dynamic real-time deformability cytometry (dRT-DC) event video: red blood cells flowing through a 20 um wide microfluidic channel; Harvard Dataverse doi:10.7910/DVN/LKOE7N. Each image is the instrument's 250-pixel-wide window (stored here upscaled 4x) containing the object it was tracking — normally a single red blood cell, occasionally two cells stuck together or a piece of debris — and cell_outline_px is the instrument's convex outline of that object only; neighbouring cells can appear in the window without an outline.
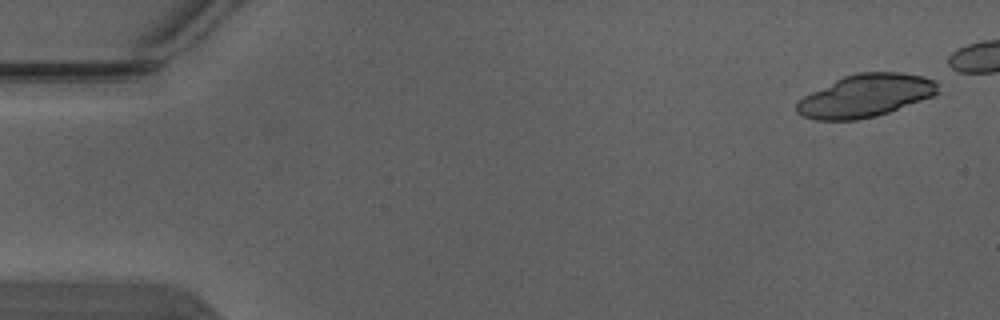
{"species": "Egyptian fruit bat (a non-hibernating species)", "species_latin": "Rousettus aegyptiacus", "temperature_condition": "warm", "stored_images_in_passage": 3, "camera_frame_rate_fps": 3000, "um_per_image_px": 0.085, "animal": {"sex": "male"}, "frame": {"image": 1, "passage_image": 1, "time_ms": 0.0, "image_size_px": [1000, 320], "cell_outline_px": [[940, 92], [932, 96], [888, 112], [876, 116], [856, 120], [816, 120], [804, 116], [796, 112], [796, 104], [804, 96], [844, 76], [856, 72], [900, 72], [924, 76], [936, 80]], "centroid_in_image_um": [73.6, 8.13], "position_along_channel_um": 11.4, "area_um2": 34.91}}